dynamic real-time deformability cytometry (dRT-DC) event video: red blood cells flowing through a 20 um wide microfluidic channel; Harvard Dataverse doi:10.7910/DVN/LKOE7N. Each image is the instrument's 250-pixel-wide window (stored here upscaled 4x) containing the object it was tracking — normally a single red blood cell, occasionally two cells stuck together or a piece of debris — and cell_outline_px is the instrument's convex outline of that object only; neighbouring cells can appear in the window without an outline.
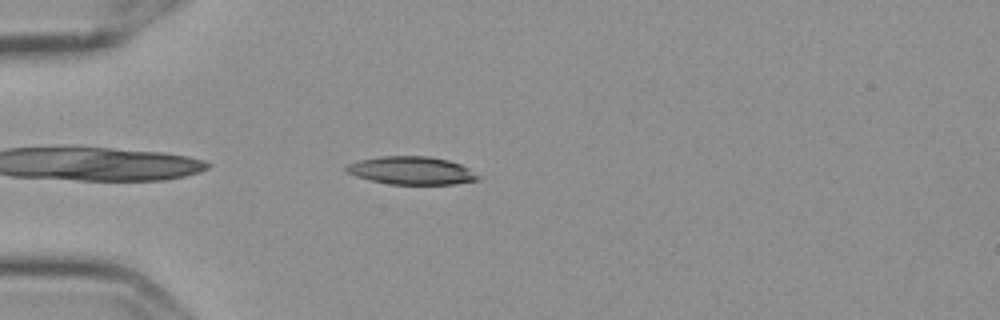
{"species": "Egyptian fruit bat (a non-hibernating species)", "species_latin": "Rousettus aegyptiacus", "temperature_condition": "cold", "stored_images_in_passage": 43, "camera_frame_rate_fps": 3000, "um_per_image_px": 0.085, "frame": {"image": 1, "passage_image": 3, "time_ms": 0.667, "image_size_px": [1000, 320], "cell_outline_px": [[484, 176], [480, 180], [456, 184], [388, 184], [356, 176], [348, 172], [344, 168], [348, 164], [356, 160], [380, 156], [428, 156], [448, 160], [460, 164]], "centroid_in_image_um": [35.03, 14.49], "position_along_channel_um": 50.0, "area_um2": 21.68}}
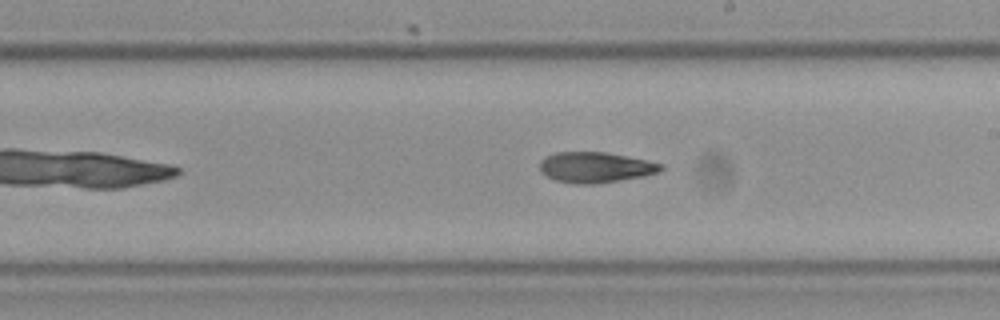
{"frame": {"image": 2, "passage_image": 20, "time_ms": 6.333, "image_size_px": [1000, 320], "cell_outline_px": [[664, 168], [656, 172], [644, 176], [596, 184], [572, 184], [556, 180], [544, 176], [540, 172], [540, 160], [544, 156], [556, 152], [604, 152], [664, 164]], "centroid_in_image_um": [50.54, 14.23], "position_along_channel_um": 238.5, "area_um2": 21.62}}
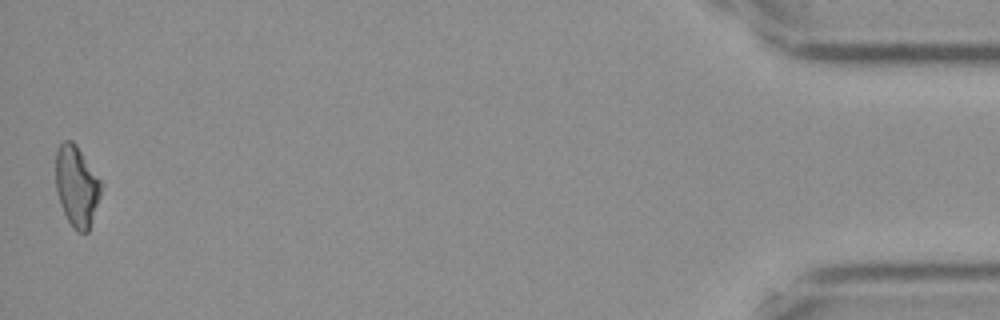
{"frame": {"image": 3, "passage_image": 43, "time_ms": 14.0, "image_size_px": [1000, 320], "cell_outline_px": [[104, 184], [88, 232], [76, 232], [68, 220], [60, 204], [56, 192], [56, 148], [64, 140], [72, 140], [76, 144]], "centroid_in_image_um": [6.52, 15.8], "position_along_channel_um": 428.7, "area_um2": 21.5}, "authors_computed_cell_mechanics": {"area_um2": 21.386, "velocity_mm_per_s": 3.6116, "shape_relaxation_time_tau1_ms": 6.9867, "shape_relaxation_time_tau2_ms": 6.0618, "deformation_change_tau1": 0.1969, "deformation_change_tau2": 0.1506}}